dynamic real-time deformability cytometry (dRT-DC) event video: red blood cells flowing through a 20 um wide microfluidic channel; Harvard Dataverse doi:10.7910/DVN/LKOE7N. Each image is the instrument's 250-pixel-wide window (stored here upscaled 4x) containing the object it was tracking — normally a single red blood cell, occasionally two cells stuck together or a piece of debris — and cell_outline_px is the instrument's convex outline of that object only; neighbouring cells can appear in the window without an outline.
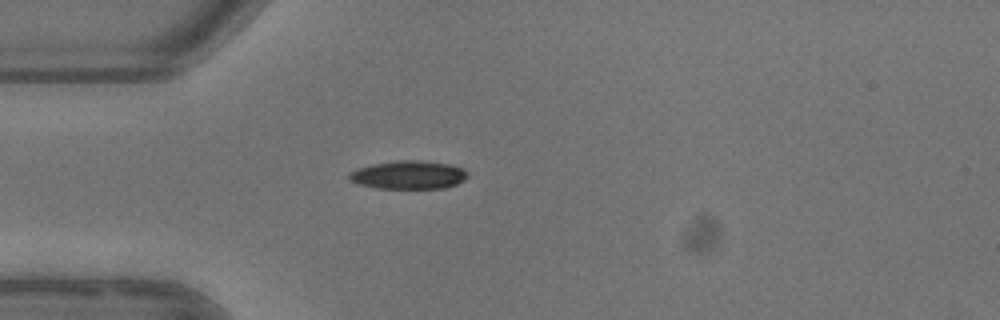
{"species": "common noctule bat (a hibernating species)", "species_latin": "Nyctalus noctula", "temperature_condition": "warm", "stored_images_in_passage": 1, "camera_frame_rate_fps": 3000, "um_per_image_px": 0.085, "animal": {"sex": "female"}, "frame": {"image": 1, "passage_image": 1, "time_ms": 0.0, "image_size_px": [1000, 320], "cell_outline_px": [[468, 176], [464, 180], [456, 184], [444, 188], [376, 188], [360, 184], [348, 180], [348, 176], [356, 168], [372, 164], [396, 160], [420, 160], [452, 164], [464, 168], [468, 172]], "centroid_in_image_um": [34.75, 14.85], "position_along_channel_um": 50.2, "area_um2": 19.71}}